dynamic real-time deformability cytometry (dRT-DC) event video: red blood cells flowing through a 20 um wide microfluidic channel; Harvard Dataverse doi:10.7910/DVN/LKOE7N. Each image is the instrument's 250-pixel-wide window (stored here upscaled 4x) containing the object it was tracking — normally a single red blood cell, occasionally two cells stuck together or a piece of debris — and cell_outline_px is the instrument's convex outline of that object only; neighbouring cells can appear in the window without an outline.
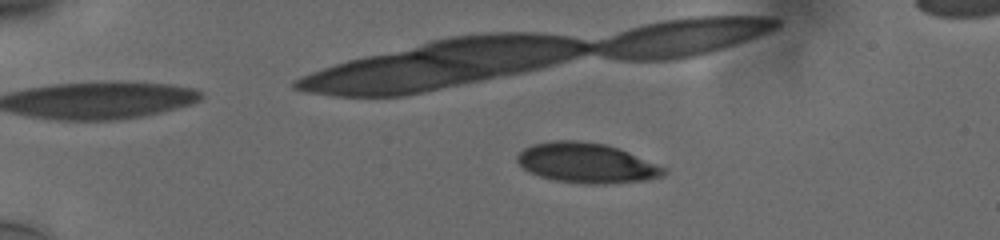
{"species": "human", "species_latin": "Homo sapiens", "temperature_condition": "cold", "stored_images_in_passage": 35, "camera_frame_rate_fps": 3000, "um_per_image_px": 0.085, "donor": {"sex": "male"}, "frame": {"image": 1, "passage_image": 1, "time_ms": 0.0, "image_size_px": [1000, 240], "cell_outline_px": [[668, 172], [664, 176], [648, 180], [604, 184], [584, 184], [556, 180], [540, 176], [528, 172], [516, 160], [516, 156], [524, 148], [532, 144], [556, 140], [576, 140], [604, 144], [628, 152], [668, 168]], "centroid_in_image_um": [49.88, 13.86], "position_along_channel_um": 35.1, "area_um2": 34.22}}